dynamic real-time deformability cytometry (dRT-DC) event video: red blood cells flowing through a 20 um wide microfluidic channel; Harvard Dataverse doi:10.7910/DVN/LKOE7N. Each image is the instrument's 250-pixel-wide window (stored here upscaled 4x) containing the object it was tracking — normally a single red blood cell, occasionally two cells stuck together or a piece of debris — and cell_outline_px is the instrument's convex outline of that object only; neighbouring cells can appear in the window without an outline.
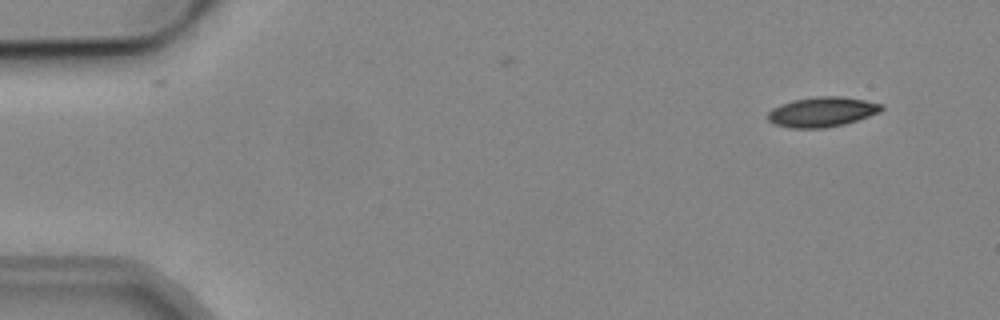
{"species": "common noctule bat (a hibernating species)", "species_latin": "Nyctalus noctula", "temperature_condition": "cold", "stored_images_in_passage": 54, "camera_frame_rate_fps": 3000, "um_per_image_px": 0.085, "animal": {"sex": "male", "body_mass_g": 19.2, "forearm_length_mm": 51.8}, "frame": {"image": 1, "passage_image": 5, "time_ms": 1.333, "image_size_px": [1000, 320], "cell_outline_px": [[884, 108], [880, 112], [844, 124], [824, 128], [792, 128], [776, 124], [768, 120], [768, 112], [772, 108], [780, 104], [792, 100], [816, 96], [844, 96], [884, 104]], "centroid_in_image_um": [69.88, 9.5], "position_along_channel_um": 15.1, "area_um2": 19.83}}
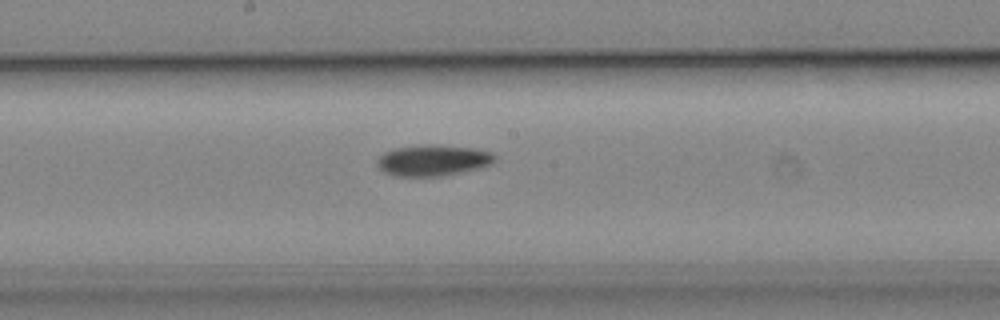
{"frame": {"image": 2, "passage_image": 29, "time_ms": 9.333, "image_size_px": [1000, 320], "cell_outline_px": [[496, 160], [492, 164], [480, 168], [440, 176], [396, 176], [384, 172], [376, 164], [376, 160], [384, 152], [392, 148], [424, 144], [440, 144], [472, 148], [492, 152], [496, 156]], "centroid_in_image_um": [36.8, 13.61], "position_along_channel_um": 211.4, "area_um2": 21.56}}
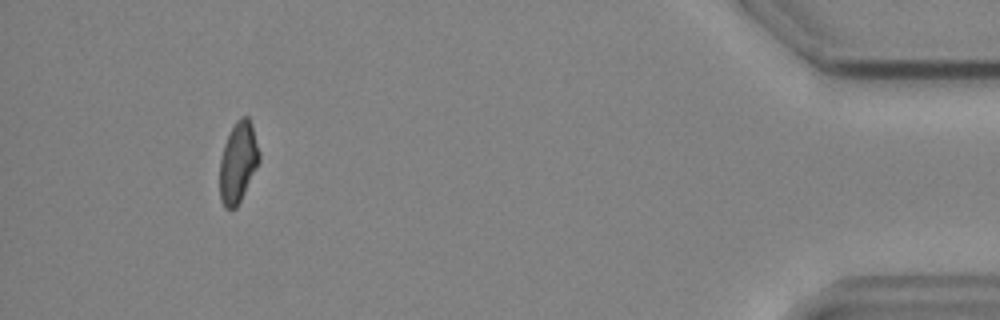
{"frame": {"image": 3, "passage_image": 50, "time_ms": 16.333, "image_size_px": [1000, 320], "cell_outline_px": [[260, 160], [236, 208], [224, 208], [220, 200], [220, 160], [224, 144], [236, 120], [240, 116], [248, 116], [252, 124], [260, 152]], "centroid_in_image_um": [20.24, 13.77], "position_along_channel_um": 415.0, "area_um2": 18.44}, "authors_computed_cell_mechanics": {"area_um2": 19.9121, "velocity_mm_per_s": 3.8804, "shape_relaxation_time_tau1_ms": 11.3797, "shape_relaxation_time_tau2_ms": null, "deformation_change_tau1": 0.1932, "deformation_change_tau2": null}}